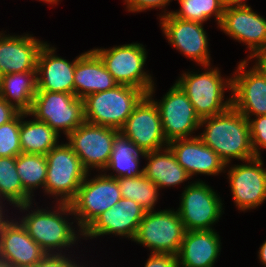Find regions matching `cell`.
<instances>
[{
    "instance_id": "6da1fadb",
    "label": "cell",
    "mask_w": 266,
    "mask_h": 267,
    "mask_svg": "<svg viewBox=\"0 0 266 267\" xmlns=\"http://www.w3.org/2000/svg\"><path fill=\"white\" fill-rule=\"evenodd\" d=\"M33 203L30 202L16 207V210H19L20 213L26 212L18 220L26 229L28 235L47 254H66V251H69L68 248L77 245V242L81 241L80 238L83 239V231L78 226L73 225L76 220L69 203H56L53 209L52 206L50 209L48 207L46 209L42 208V206L40 208L36 202L37 207L34 209ZM70 216L73 217L72 222H70V219H72Z\"/></svg>"
},
{
    "instance_id": "7a4b0ae2",
    "label": "cell",
    "mask_w": 266,
    "mask_h": 267,
    "mask_svg": "<svg viewBox=\"0 0 266 267\" xmlns=\"http://www.w3.org/2000/svg\"><path fill=\"white\" fill-rule=\"evenodd\" d=\"M199 128L202 132L197 136L225 164L233 159L243 162L255 158L248 120L232 106L224 113L201 119Z\"/></svg>"
},
{
    "instance_id": "3957f363",
    "label": "cell",
    "mask_w": 266,
    "mask_h": 267,
    "mask_svg": "<svg viewBox=\"0 0 266 267\" xmlns=\"http://www.w3.org/2000/svg\"><path fill=\"white\" fill-rule=\"evenodd\" d=\"M203 66L201 72L190 71L180 74L175 81L188 96L200 119L224 113L232 106V98H225V91L232 90L231 76H221L218 67Z\"/></svg>"
},
{
    "instance_id": "277c9868",
    "label": "cell",
    "mask_w": 266,
    "mask_h": 267,
    "mask_svg": "<svg viewBox=\"0 0 266 267\" xmlns=\"http://www.w3.org/2000/svg\"><path fill=\"white\" fill-rule=\"evenodd\" d=\"M145 95L143 90L127 85L90 94L82 99L84 120L120 131Z\"/></svg>"
},
{
    "instance_id": "5b68a950",
    "label": "cell",
    "mask_w": 266,
    "mask_h": 267,
    "mask_svg": "<svg viewBox=\"0 0 266 267\" xmlns=\"http://www.w3.org/2000/svg\"><path fill=\"white\" fill-rule=\"evenodd\" d=\"M45 156L47 175L44 194L55 199L52 203H70L88 172L67 142L58 143Z\"/></svg>"
},
{
    "instance_id": "8992f818",
    "label": "cell",
    "mask_w": 266,
    "mask_h": 267,
    "mask_svg": "<svg viewBox=\"0 0 266 267\" xmlns=\"http://www.w3.org/2000/svg\"><path fill=\"white\" fill-rule=\"evenodd\" d=\"M92 50L100 57L119 85L135 87L146 94L156 85L154 78L144 68L148 52L143 44L132 42L108 49L93 48Z\"/></svg>"
},
{
    "instance_id": "52a82bcc",
    "label": "cell",
    "mask_w": 266,
    "mask_h": 267,
    "mask_svg": "<svg viewBox=\"0 0 266 267\" xmlns=\"http://www.w3.org/2000/svg\"><path fill=\"white\" fill-rule=\"evenodd\" d=\"M87 173L76 196L69 203L76 226L84 231L101 213L109 210L122 198L116 178L107 176L104 172L90 177Z\"/></svg>"
},
{
    "instance_id": "ba28073f",
    "label": "cell",
    "mask_w": 266,
    "mask_h": 267,
    "mask_svg": "<svg viewBox=\"0 0 266 267\" xmlns=\"http://www.w3.org/2000/svg\"><path fill=\"white\" fill-rule=\"evenodd\" d=\"M146 211L132 241L148 247L150 253L178 255L184 235V224L175 209Z\"/></svg>"
},
{
    "instance_id": "9c48e42d",
    "label": "cell",
    "mask_w": 266,
    "mask_h": 267,
    "mask_svg": "<svg viewBox=\"0 0 266 267\" xmlns=\"http://www.w3.org/2000/svg\"><path fill=\"white\" fill-rule=\"evenodd\" d=\"M180 194L177 212L186 231L213 230L224 213L218 193L204 181L188 182Z\"/></svg>"
},
{
    "instance_id": "30bf717a",
    "label": "cell",
    "mask_w": 266,
    "mask_h": 267,
    "mask_svg": "<svg viewBox=\"0 0 266 267\" xmlns=\"http://www.w3.org/2000/svg\"><path fill=\"white\" fill-rule=\"evenodd\" d=\"M28 113L65 137L85 121L83 100L63 92L37 91Z\"/></svg>"
},
{
    "instance_id": "8fae6325",
    "label": "cell",
    "mask_w": 266,
    "mask_h": 267,
    "mask_svg": "<svg viewBox=\"0 0 266 267\" xmlns=\"http://www.w3.org/2000/svg\"><path fill=\"white\" fill-rule=\"evenodd\" d=\"M155 90L154 85L147 95L158 108L166 141L196 137L193 134L200 129L201 119L180 86L175 82L158 101L153 98Z\"/></svg>"
},
{
    "instance_id": "7c38bea8",
    "label": "cell",
    "mask_w": 266,
    "mask_h": 267,
    "mask_svg": "<svg viewBox=\"0 0 266 267\" xmlns=\"http://www.w3.org/2000/svg\"><path fill=\"white\" fill-rule=\"evenodd\" d=\"M117 129L83 122L66 140L79 157L84 169L103 172L109 162ZM100 170V171H99Z\"/></svg>"
},
{
    "instance_id": "4fadbf2b",
    "label": "cell",
    "mask_w": 266,
    "mask_h": 267,
    "mask_svg": "<svg viewBox=\"0 0 266 267\" xmlns=\"http://www.w3.org/2000/svg\"><path fill=\"white\" fill-rule=\"evenodd\" d=\"M224 173H227L237 210L245 212L255 209L266 201V168L262 158L255 157L231 167L228 163Z\"/></svg>"
},
{
    "instance_id": "5bb4252c",
    "label": "cell",
    "mask_w": 266,
    "mask_h": 267,
    "mask_svg": "<svg viewBox=\"0 0 266 267\" xmlns=\"http://www.w3.org/2000/svg\"><path fill=\"white\" fill-rule=\"evenodd\" d=\"M159 20L161 30L171 46L200 67L211 65L209 39L203 23L183 20L172 13Z\"/></svg>"
},
{
    "instance_id": "9a60e30c",
    "label": "cell",
    "mask_w": 266,
    "mask_h": 267,
    "mask_svg": "<svg viewBox=\"0 0 266 267\" xmlns=\"http://www.w3.org/2000/svg\"><path fill=\"white\" fill-rule=\"evenodd\" d=\"M250 60H241L232 78V107L247 120L252 116L266 115V75ZM248 68V70H246Z\"/></svg>"
},
{
    "instance_id": "2e32d148",
    "label": "cell",
    "mask_w": 266,
    "mask_h": 267,
    "mask_svg": "<svg viewBox=\"0 0 266 267\" xmlns=\"http://www.w3.org/2000/svg\"><path fill=\"white\" fill-rule=\"evenodd\" d=\"M217 28L249 50L247 60L266 53V18L248 7L225 8Z\"/></svg>"
},
{
    "instance_id": "e0dca14e",
    "label": "cell",
    "mask_w": 266,
    "mask_h": 267,
    "mask_svg": "<svg viewBox=\"0 0 266 267\" xmlns=\"http://www.w3.org/2000/svg\"><path fill=\"white\" fill-rule=\"evenodd\" d=\"M120 132L144 153L157 151L168 146L158 108L147 94L135 106Z\"/></svg>"
},
{
    "instance_id": "ac0fdd59",
    "label": "cell",
    "mask_w": 266,
    "mask_h": 267,
    "mask_svg": "<svg viewBox=\"0 0 266 267\" xmlns=\"http://www.w3.org/2000/svg\"><path fill=\"white\" fill-rule=\"evenodd\" d=\"M145 213L146 210L137 202L121 198L113 207L97 216L83 231V239L112 234L132 241Z\"/></svg>"
},
{
    "instance_id": "d6986e66",
    "label": "cell",
    "mask_w": 266,
    "mask_h": 267,
    "mask_svg": "<svg viewBox=\"0 0 266 267\" xmlns=\"http://www.w3.org/2000/svg\"><path fill=\"white\" fill-rule=\"evenodd\" d=\"M46 255L17 218L0 227V257L12 267H34Z\"/></svg>"
},
{
    "instance_id": "ffe728a7",
    "label": "cell",
    "mask_w": 266,
    "mask_h": 267,
    "mask_svg": "<svg viewBox=\"0 0 266 267\" xmlns=\"http://www.w3.org/2000/svg\"><path fill=\"white\" fill-rule=\"evenodd\" d=\"M56 49L45 42L39 51L36 66L38 91L74 94L76 62L85 52L68 61L56 55Z\"/></svg>"
},
{
    "instance_id": "44dd1931",
    "label": "cell",
    "mask_w": 266,
    "mask_h": 267,
    "mask_svg": "<svg viewBox=\"0 0 266 267\" xmlns=\"http://www.w3.org/2000/svg\"><path fill=\"white\" fill-rule=\"evenodd\" d=\"M168 147L191 180L194 175L216 176L225 172V162L198 136L172 140L168 142Z\"/></svg>"
},
{
    "instance_id": "7402d4cb",
    "label": "cell",
    "mask_w": 266,
    "mask_h": 267,
    "mask_svg": "<svg viewBox=\"0 0 266 267\" xmlns=\"http://www.w3.org/2000/svg\"><path fill=\"white\" fill-rule=\"evenodd\" d=\"M25 34V35H24ZM45 41L33 34L10 35L0 31V71L3 75L36 71L37 58Z\"/></svg>"
},
{
    "instance_id": "603a6c76",
    "label": "cell",
    "mask_w": 266,
    "mask_h": 267,
    "mask_svg": "<svg viewBox=\"0 0 266 267\" xmlns=\"http://www.w3.org/2000/svg\"><path fill=\"white\" fill-rule=\"evenodd\" d=\"M221 246L219 233L215 229L186 231L177 255L178 267H214Z\"/></svg>"
},
{
    "instance_id": "cb8c5ba5",
    "label": "cell",
    "mask_w": 266,
    "mask_h": 267,
    "mask_svg": "<svg viewBox=\"0 0 266 267\" xmlns=\"http://www.w3.org/2000/svg\"><path fill=\"white\" fill-rule=\"evenodd\" d=\"M117 85L119 84L92 49L77 60L74 71V95L79 99L113 89Z\"/></svg>"
},
{
    "instance_id": "d4e9b609",
    "label": "cell",
    "mask_w": 266,
    "mask_h": 267,
    "mask_svg": "<svg viewBox=\"0 0 266 267\" xmlns=\"http://www.w3.org/2000/svg\"><path fill=\"white\" fill-rule=\"evenodd\" d=\"M144 159L147 161L146 166H143L144 175L160 190L191 180L168 146L157 151L145 152Z\"/></svg>"
},
{
    "instance_id": "484cf974",
    "label": "cell",
    "mask_w": 266,
    "mask_h": 267,
    "mask_svg": "<svg viewBox=\"0 0 266 267\" xmlns=\"http://www.w3.org/2000/svg\"><path fill=\"white\" fill-rule=\"evenodd\" d=\"M141 158H145L143 150L119 131L113 141L111 156L103 172L116 179L139 177L144 174V168L139 167ZM111 170L112 172L107 174Z\"/></svg>"
},
{
    "instance_id": "4316f807",
    "label": "cell",
    "mask_w": 266,
    "mask_h": 267,
    "mask_svg": "<svg viewBox=\"0 0 266 267\" xmlns=\"http://www.w3.org/2000/svg\"><path fill=\"white\" fill-rule=\"evenodd\" d=\"M37 91L36 71L15 72L1 77L0 97L19 112L31 110Z\"/></svg>"
},
{
    "instance_id": "83f0119b",
    "label": "cell",
    "mask_w": 266,
    "mask_h": 267,
    "mask_svg": "<svg viewBox=\"0 0 266 267\" xmlns=\"http://www.w3.org/2000/svg\"><path fill=\"white\" fill-rule=\"evenodd\" d=\"M29 113L21 112L20 144L22 153L46 155L60 141L56 133L47 123L38 121Z\"/></svg>"
},
{
    "instance_id": "f1b7e54d",
    "label": "cell",
    "mask_w": 266,
    "mask_h": 267,
    "mask_svg": "<svg viewBox=\"0 0 266 267\" xmlns=\"http://www.w3.org/2000/svg\"><path fill=\"white\" fill-rule=\"evenodd\" d=\"M0 198L14 208L35 201L23 189L17 173L16 157H0Z\"/></svg>"
},
{
    "instance_id": "f546056e",
    "label": "cell",
    "mask_w": 266,
    "mask_h": 267,
    "mask_svg": "<svg viewBox=\"0 0 266 267\" xmlns=\"http://www.w3.org/2000/svg\"><path fill=\"white\" fill-rule=\"evenodd\" d=\"M17 173L23 189L33 198L36 189H43L47 175V159L45 155L21 153L16 157Z\"/></svg>"
},
{
    "instance_id": "4dcf8cb0",
    "label": "cell",
    "mask_w": 266,
    "mask_h": 267,
    "mask_svg": "<svg viewBox=\"0 0 266 267\" xmlns=\"http://www.w3.org/2000/svg\"><path fill=\"white\" fill-rule=\"evenodd\" d=\"M122 198L131 199L146 211H154L160 199V188L144 174L139 177L117 178Z\"/></svg>"
},
{
    "instance_id": "1f68e13d",
    "label": "cell",
    "mask_w": 266,
    "mask_h": 267,
    "mask_svg": "<svg viewBox=\"0 0 266 267\" xmlns=\"http://www.w3.org/2000/svg\"><path fill=\"white\" fill-rule=\"evenodd\" d=\"M180 9L171 13L180 19L205 23L215 17L219 26L223 17L225 6L222 0H177Z\"/></svg>"
},
{
    "instance_id": "d6a6232c",
    "label": "cell",
    "mask_w": 266,
    "mask_h": 267,
    "mask_svg": "<svg viewBox=\"0 0 266 267\" xmlns=\"http://www.w3.org/2000/svg\"><path fill=\"white\" fill-rule=\"evenodd\" d=\"M21 112L0 126V157H17L22 153L20 144Z\"/></svg>"
},
{
    "instance_id": "836d02e7",
    "label": "cell",
    "mask_w": 266,
    "mask_h": 267,
    "mask_svg": "<svg viewBox=\"0 0 266 267\" xmlns=\"http://www.w3.org/2000/svg\"><path fill=\"white\" fill-rule=\"evenodd\" d=\"M252 148L256 158H262V151L266 149V115L248 119Z\"/></svg>"
},
{
    "instance_id": "e575fe53",
    "label": "cell",
    "mask_w": 266,
    "mask_h": 267,
    "mask_svg": "<svg viewBox=\"0 0 266 267\" xmlns=\"http://www.w3.org/2000/svg\"><path fill=\"white\" fill-rule=\"evenodd\" d=\"M173 0H124L128 12L138 13L151 9H162L159 18L172 12L165 9ZM163 13V14H162Z\"/></svg>"
},
{
    "instance_id": "d590c367",
    "label": "cell",
    "mask_w": 266,
    "mask_h": 267,
    "mask_svg": "<svg viewBox=\"0 0 266 267\" xmlns=\"http://www.w3.org/2000/svg\"><path fill=\"white\" fill-rule=\"evenodd\" d=\"M73 254H47L39 263L34 267H87L74 258H71ZM80 263V264H79ZM82 264V265H81Z\"/></svg>"
},
{
    "instance_id": "8d00e7d4",
    "label": "cell",
    "mask_w": 266,
    "mask_h": 267,
    "mask_svg": "<svg viewBox=\"0 0 266 267\" xmlns=\"http://www.w3.org/2000/svg\"><path fill=\"white\" fill-rule=\"evenodd\" d=\"M144 267H178V258L173 254L150 253Z\"/></svg>"
},
{
    "instance_id": "74e56055",
    "label": "cell",
    "mask_w": 266,
    "mask_h": 267,
    "mask_svg": "<svg viewBox=\"0 0 266 267\" xmlns=\"http://www.w3.org/2000/svg\"><path fill=\"white\" fill-rule=\"evenodd\" d=\"M19 111L0 97V126L12 120Z\"/></svg>"
},
{
    "instance_id": "f35d334b",
    "label": "cell",
    "mask_w": 266,
    "mask_h": 267,
    "mask_svg": "<svg viewBox=\"0 0 266 267\" xmlns=\"http://www.w3.org/2000/svg\"><path fill=\"white\" fill-rule=\"evenodd\" d=\"M225 8L248 7L247 0H222Z\"/></svg>"
},
{
    "instance_id": "ab89813d",
    "label": "cell",
    "mask_w": 266,
    "mask_h": 267,
    "mask_svg": "<svg viewBox=\"0 0 266 267\" xmlns=\"http://www.w3.org/2000/svg\"><path fill=\"white\" fill-rule=\"evenodd\" d=\"M255 64L264 72L266 75V53L257 55L253 58Z\"/></svg>"
},
{
    "instance_id": "60d3db41",
    "label": "cell",
    "mask_w": 266,
    "mask_h": 267,
    "mask_svg": "<svg viewBox=\"0 0 266 267\" xmlns=\"http://www.w3.org/2000/svg\"><path fill=\"white\" fill-rule=\"evenodd\" d=\"M258 259L260 261L259 263L266 267V240L259 247Z\"/></svg>"
},
{
    "instance_id": "b9f144b4",
    "label": "cell",
    "mask_w": 266,
    "mask_h": 267,
    "mask_svg": "<svg viewBox=\"0 0 266 267\" xmlns=\"http://www.w3.org/2000/svg\"><path fill=\"white\" fill-rule=\"evenodd\" d=\"M3 202L4 200L0 198V227L9 219L8 217H11L8 216L7 213L5 214V212L7 211V207L5 209L4 204H6V202Z\"/></svg>"
},
{
    "instance_id": "7bdbcfd3",
    "label": "cell",
    "mask_w": 266,
    "mask_h": 267,
    "mask_svg": "<svg viewBox=\"0 0 266 267\" xmlns=\"http://www.w3.org/2000/svg\"><path fill=\"white\" fill-rule=\"evenodd\" d=\"M39 1H42V2H44V3H49V5L51 4V5H57V4H59L58 2H60V0H39Z\"/></svg>"
},
{
    "instance_id": "ee69618b",
    "label": "cell",
    "mask_w": 266,
    "mask_h": 267,
    "mask_svg": "<svg viewBox=\"0 0 266 267\" xmlns=\"http://www.w3.org/2000/svg\"><path fill=\"white\" fill-rule=\"evenodd\" d=\"M0 267H12V266L0 257Z\"/></svg>"
}]
</instances>
